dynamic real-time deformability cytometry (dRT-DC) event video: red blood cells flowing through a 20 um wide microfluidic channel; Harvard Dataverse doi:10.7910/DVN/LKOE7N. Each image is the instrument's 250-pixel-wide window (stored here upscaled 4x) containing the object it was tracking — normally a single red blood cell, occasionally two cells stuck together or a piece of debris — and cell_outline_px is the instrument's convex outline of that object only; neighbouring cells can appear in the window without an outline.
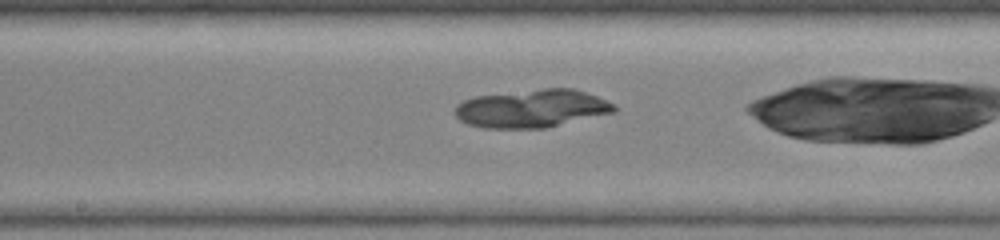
{"species": "common noctule bat (a hibernating species)", "species_latin": "Nyctalus noctula", "temperature_condition": "warm", "stored_images_in_passage": 27, "camera_frame_rate_fps": 3000, "um_per_image_px": 0.085, "animal": {"sex": "female", "body_mass_g": 19.0, "forearm_length_mm": 51.5}, "frame": {"image": 1, "passage_image": 16, "time_ms": 5.0, "image_size_px": [1000, 240], "cell_outline_px": [[620, 108], [616, 112], [548, 128], [484, 128], [468, 124], [460, 120], [452, 112], [456, 104], [464, 100], [476, 96], [540, 88], [572, 88], [596, 96], [616, 104]], "centroid_in_image_um": [45.24, 9.23], "position_along_channel_um": 203.0, "area_um2": 35.78}}
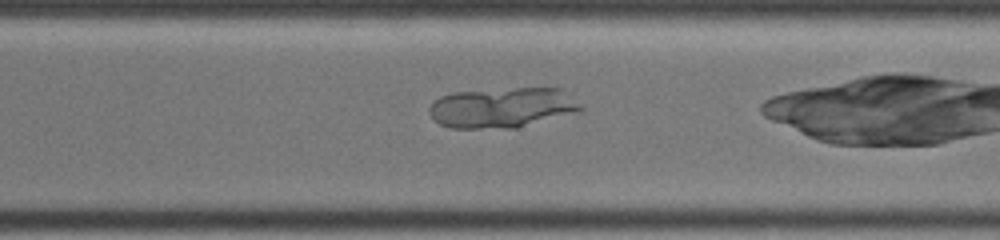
{"frame": {"image": 2, "passage_image": 23, "time_ms": 7.333, "image_size_px": [1000, 240], "cell_outline_px": [[584, 108], [580, 112], [516, 128], [448, 128], [432, 120], [428, 112], [428, 108], [440, 96], [456, 92], [516, 88], [560, 88], [580, 104]], "centroid_in_image_um": [42.68, 9.16], "position_along_channel_um": 327.9, "area_um2": 35.6}}